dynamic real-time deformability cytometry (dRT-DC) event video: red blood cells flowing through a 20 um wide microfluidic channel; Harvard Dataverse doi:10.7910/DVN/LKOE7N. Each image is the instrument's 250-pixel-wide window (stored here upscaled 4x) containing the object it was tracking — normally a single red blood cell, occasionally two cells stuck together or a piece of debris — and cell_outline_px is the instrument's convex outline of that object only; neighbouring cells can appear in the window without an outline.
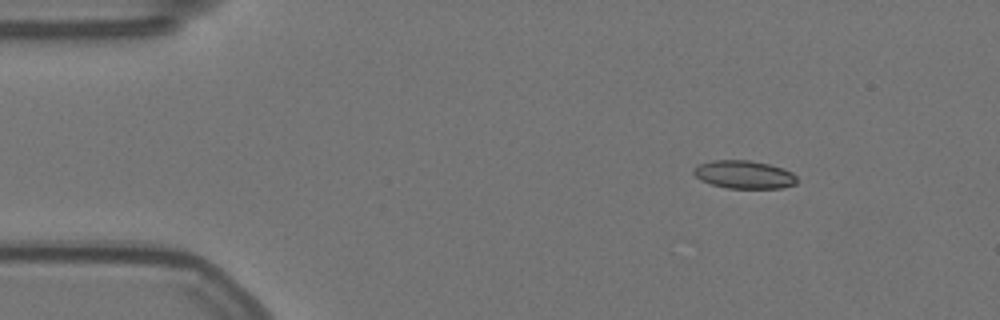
{"species": "Egyptian fruit bat (a non-hibernating species)", "species_latin": "Rousettus aegyptiacus", "temperature_condition": "warm", "stored_images_in_passage": 47, "camera_frame_rate_fps": 3000, "um_per_image_px": 0.085, "animal": {"sex": "female"}, "frame": {"image": 1, "passage_image": 1, "time_ms": 0.0, "image_size_px": [1000, 320], "cell_outline_px": [[796, 184], [780, 188], [728, 188], [712, 184], [700, 180], [692, 172], [692, 168], [700, 164], [712, 160], [748, 160], [768, 164], [784, 168], [792, 172], [796, 176]], "centroid_in_image_um": [63.24, 14.83], "position_along_channel_um": 21.8, "area_um2": 16.88}}
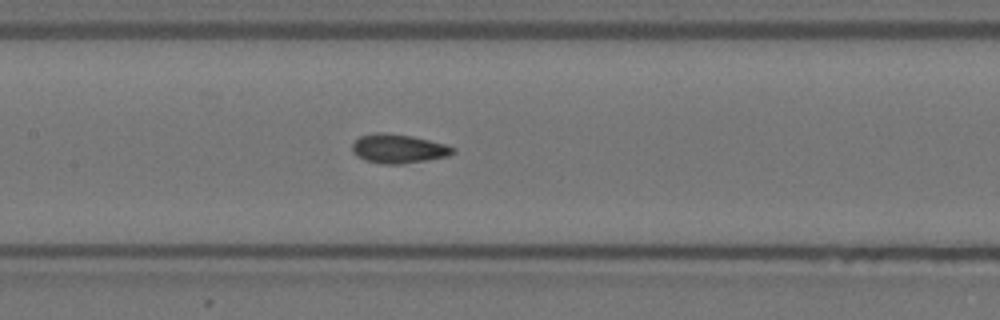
{"frame": {"image": 2, "passage_image": 20, "time_ms": 6.333, "image_size_px": [1000, 320], "cell_outline_px": [[456, 152], [448, 156], [428, 160], [404, 164], [380, 164], [364, 160], [352, 152], [352, 144], [360, 136], [376, 132], [384, 132], [412, 136], [444, 144], [456, 148]], "centroid_in_image_um": [33.86, 12.64], "position_along_channel_um": 173.5, "area_um2": 17.17}}
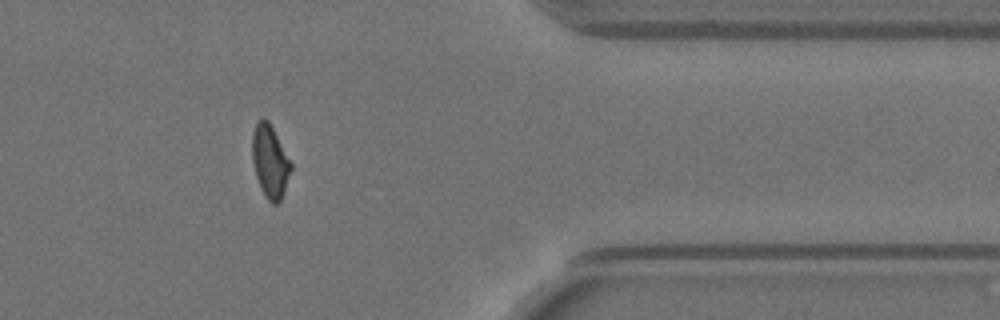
{"frame": {"image": 3, "passage_image": 40, "time_ms": 13.0, "image_size_px": [1000, 320], "cell_outline_px": [[292, 168], [284, 192], [280, 200], [276, 204], [272, 204], [264, 196], [260, 188], [256, 176], [252, 160], [252, 132], [256, 120], [268, 120], [292, 164]], "centroid_in_image_um": [22.93, 13.74], "position_along_channel_um": 388.5, "area_um2": 16.36}}